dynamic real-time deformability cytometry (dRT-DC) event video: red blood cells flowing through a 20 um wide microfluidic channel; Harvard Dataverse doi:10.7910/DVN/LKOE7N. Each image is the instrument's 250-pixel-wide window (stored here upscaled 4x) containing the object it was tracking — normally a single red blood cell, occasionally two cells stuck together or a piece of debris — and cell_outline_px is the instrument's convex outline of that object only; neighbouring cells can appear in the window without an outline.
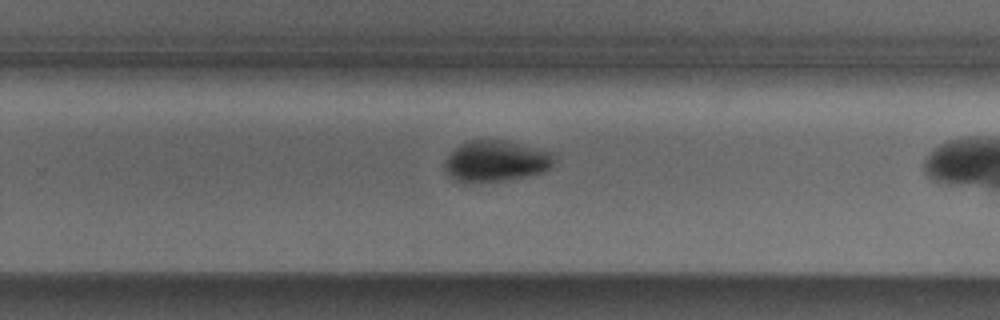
{"species": "Egyptian fruit bat (a non-hibernating species)", "species_latin": "Rousettus aegyptiacus", "temperature_condition": "cold", "stored_images_in_passage": 27, "camera_frame_rate_fps": 3000, "um_per_image_px": 0.085, "animal": {"sex": "male"}, "frame": {"image": 1, "passage_image": 20, "time_ms": 6.333, "image_size_px": [1000, 320], "cell_outline_px": [[552, 168], [544, 172], [504, 180], [456, 180], [444, 168], [448, 156], [460, 144], [472, 140], [504, 140], [552, 152]], "centroid_in_image_um": [42.19, 13.66], "position_along_channel_um": 287.6, "area_um2": 25.2}}